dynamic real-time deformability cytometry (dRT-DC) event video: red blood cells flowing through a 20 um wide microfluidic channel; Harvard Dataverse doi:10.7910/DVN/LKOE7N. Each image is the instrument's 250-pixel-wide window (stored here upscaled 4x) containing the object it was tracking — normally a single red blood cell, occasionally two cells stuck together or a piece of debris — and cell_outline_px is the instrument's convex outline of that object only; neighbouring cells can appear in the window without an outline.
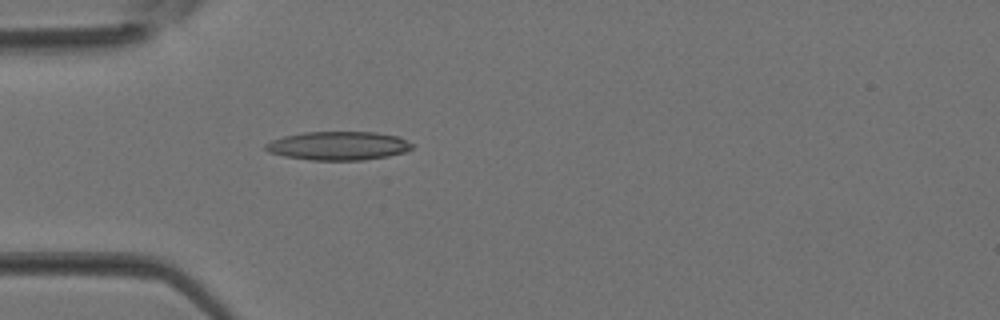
{"species": "Egyptian fruit bat (a non-hibernating species)", "species_latin": "Rousettus aegyptiacus", "temperature_condition": "room temperature", "stored_images_in_passage": 3, "camera_frame_rate_fps": 3000, "um_per_image_px": 0.085, "animal": {"sex": "female"}, "frame": {"image": 1, "passage_image": 3, "time_ms": 0.667, "image_size_px": [1000, 320], "cell_outline_px": [[416, 144], [412, 148], [404, 152], [388, 156], [364, 160], [312, 160], [284, 156], [268, 152], [264, 148], [264, 144], [272, 140], [284, 136], [304, 132], [376, 132], [400, 136]], "centroid_in_image_um": [28.79, 12.38], "position_along_channel_um": 56.2, "area_um2": 24.68}}